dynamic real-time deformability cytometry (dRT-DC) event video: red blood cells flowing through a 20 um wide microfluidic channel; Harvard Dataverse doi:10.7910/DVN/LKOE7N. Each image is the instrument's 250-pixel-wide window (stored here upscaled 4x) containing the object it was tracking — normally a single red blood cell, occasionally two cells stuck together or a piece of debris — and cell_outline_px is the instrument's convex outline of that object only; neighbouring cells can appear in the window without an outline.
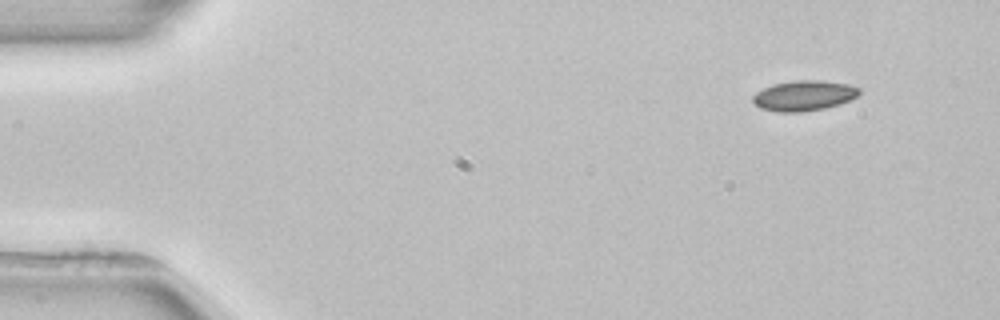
{"species": "common noctule bat (a hibernating species)", "species_latin": "Nyctalus noctula", "temperature_condition": "room temperature", "stored_images_in_passage": 4, "camera_frame_rate_fps": 3000, "um_per_image_px": 0.085, "animal": {"sex": "female", "body_mass_g": 22.7, "forearm_length_mm": 54.2}, "frame": {"image": 1, "passage_image": 1, "time_ms": 0.0, "image_size_px": [1000, 320], "cell_outline_px": [[860, 92], [856, 96], [848, 100], [824, 108], [800, 112], [776, 112], [760, 108], [752, 100], [752, 96], [756, 92], [772, 84], [792, 80], [820, 80], [848, 84], [860, 88]], "centroid_in_image_um": [68.29, 8.12], "position_along_channel_um": 16.7, "area_um2": 18.67}}